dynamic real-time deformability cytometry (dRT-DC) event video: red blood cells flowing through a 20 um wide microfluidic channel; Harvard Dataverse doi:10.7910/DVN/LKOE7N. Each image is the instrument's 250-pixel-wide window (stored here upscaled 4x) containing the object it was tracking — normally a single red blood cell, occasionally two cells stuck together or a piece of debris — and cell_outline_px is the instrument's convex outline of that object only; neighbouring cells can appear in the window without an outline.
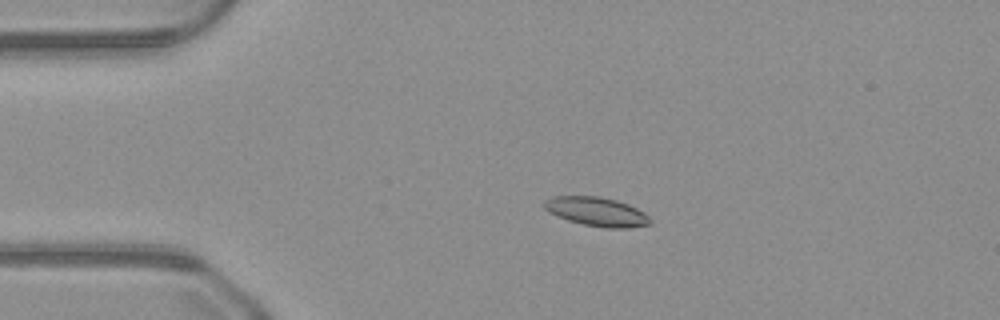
{"species": "common noctule bat (a hibernating species)", "species_latin": "Nyctalus noctula", "temperature_condition": "warm", "stored_images_in_passage": 40, "camera_frame_rate_fps": 3000, "um_per_image_px": 0.085, "animal": {"sex": "male", "body_mass_g": 23.1, "forearm_length_mm": 52.7}, "frame": {"image": 1, "passage_image": 1, "time_ms": 0.0, "image_size_px": [1000, 320], "cell_outline_px": [[652, 224], [628, 228], [604, 228], [584, 224], [568, 220], [556, 216], [548, 212], [544, 208], [544, 200], [552, 196], [600, 196], [616, 200], [628, 204], [644, 212], [652, 220]], "centroid_in_image_um": [50.72, 17.99], "position_along_channel_um": 34.3, "area_um2": 18.03}}
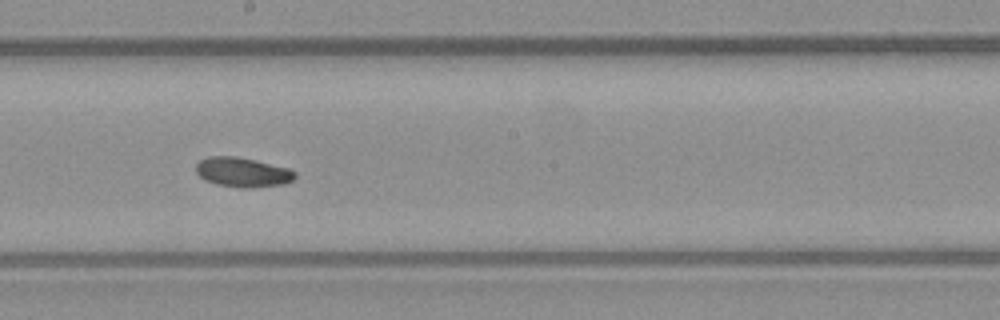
{"frame": {"image": 2, "passage_image": 18, "time_ms": 5.667, "image_size_px": [1000, 320], "cell_outline_px": [[296, 176], [292, 180], [284, 184], [252, 188], [240, 188], [216, 184], [204, 180], [196, 172], [196, 164], [200, 160], [208, 156], [236, 156], [256, 160], [288, 168], [296, 172]], "centroid_in_image_um": [20.61, 14.64], "position_along_channel_um": 227.6, "area_um2": 17.22}}
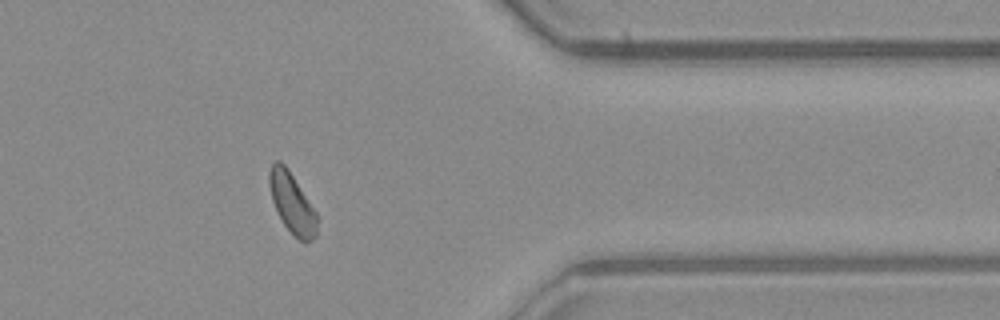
{"frame": {"image": 3, "passage_image": 31, "time_ms": 10.0, "image_size_px": [1000, 320], "cell_outline_px": [[316, 236], [312, 240], [304, 244], [284, 224], [276, 212], [272, 200], [268, 184], [268, 172], [272, 164], [276, 160], [280, 160], [288, 168], [316, 212]], "centroid_in_image_um": [24.79, 17.24], "position_along_channel_um": 386.6, "area_um2": 16.7}}